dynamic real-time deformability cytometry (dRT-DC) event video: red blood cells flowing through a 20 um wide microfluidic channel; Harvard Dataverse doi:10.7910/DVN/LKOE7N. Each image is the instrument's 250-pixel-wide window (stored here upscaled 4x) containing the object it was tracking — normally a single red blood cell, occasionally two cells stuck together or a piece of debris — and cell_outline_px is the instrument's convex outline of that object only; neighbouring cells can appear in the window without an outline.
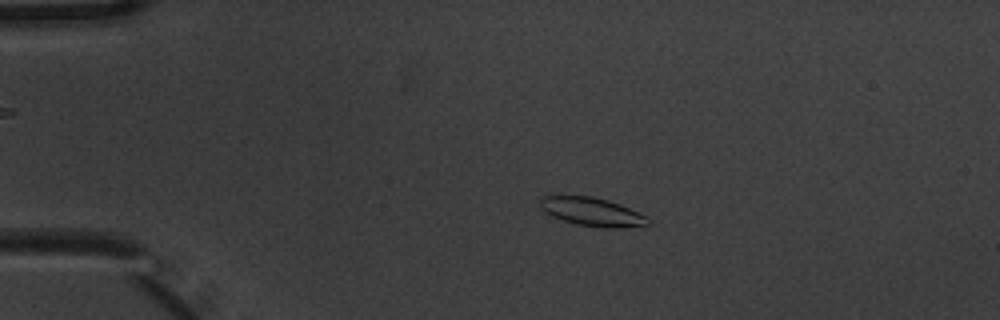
{"species": "common noctule bat (a hibernating species)", "species_latin": "Nyctalus noctula", "temperature_condition": "warm", "stored_images_in_passage": 9, "camera_frame_rate_fps": 3000, "um_per_image_px": 0.085, "animal": {"sex": "male", "body_mass_g": 20.1, "forearm_length_mm": 53.5}, "frame": {"image": 1, "passage_image": 1, "time_ms": 0.0, "image_size_px": [1000, 320], "cell_outline_px": [[652, 220], [648, 224], [624, 228], [604, 228], [576, 224], [552, 216], [544, 212], [540, 208], [540, 196], [592, 196], [608, 200], [620, 204], [648, 216]], "centroid_in_image_um": [50.35, 18.01], "position_along_channel_um": 34.6, "area_um2": 18.03}}
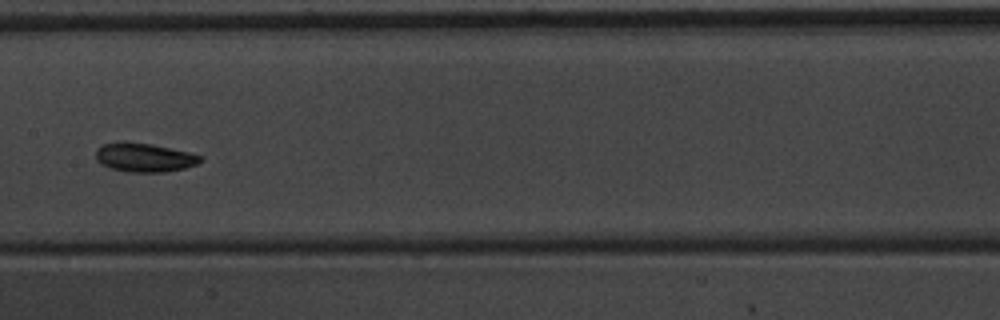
{"frame": {"image": 2, "passage_image": 6, "time_ms": 1.667, "image_size_px": [1000, 320], "cell_outline_px": [[204, 160], [196, 164], [184, 168], [164, 172], [128, 172], [112, 168], [96, 160], [96, 148], [104, 144], [116, 140], [124, 140], [152, 144], [188, 152], [200, 156]], "centroid_in_image_um": [12.23, 13.36], "position_along_channel_um": 195.2, "area_um2": 17.69}}
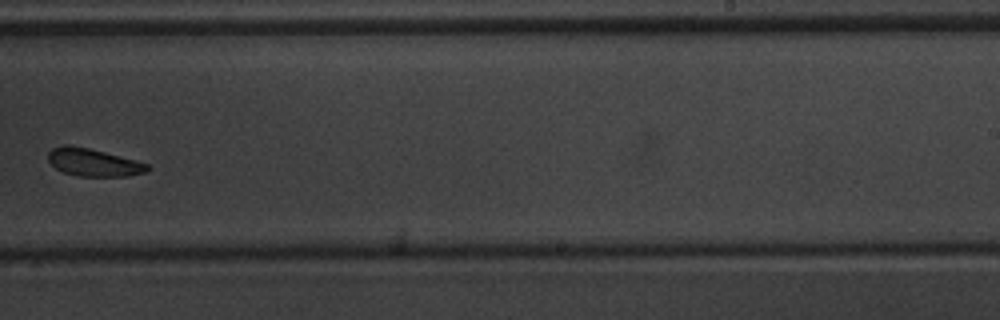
{"frame": {"image": 3, "passage_image": 8, "time_ms": 2.333, "image_size_px": [1000, 320], "cell_outline_px": [[152, 168], [148, 172], [128, 176], [76, 176], [64, 172], [56, 168], [48, 160], [48, 152], [52, 148], [64, 144], [68, 144], [88, 148], [136, 160], [148, 164]], "centroid_in_image_um": [7.96, 13.81], "position_along_channel_um": 281.0, "area_um2": 16.07}}